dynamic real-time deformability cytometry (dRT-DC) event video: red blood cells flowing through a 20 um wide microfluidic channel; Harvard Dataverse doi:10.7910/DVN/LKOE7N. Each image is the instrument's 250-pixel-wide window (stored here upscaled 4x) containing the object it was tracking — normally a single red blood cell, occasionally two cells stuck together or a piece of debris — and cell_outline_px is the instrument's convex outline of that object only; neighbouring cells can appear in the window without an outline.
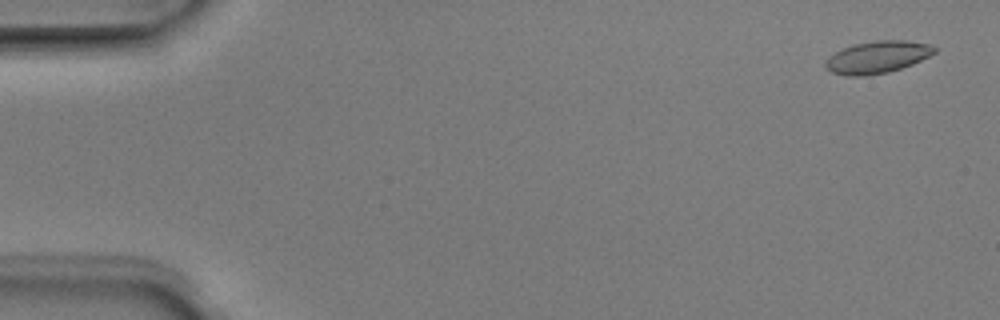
{"species": "Egyptian fruit bat (a non-hibernating species)", "species_latin": "Rousettus aegyptiacus", "temperature_condition": "room temperature", "stored_images_in_passage": 3, "camera_frame_rate_fps": 3000, "um_per_image_px": 0.085, "animal": {"sex": "male"}, "frame": {"image": 1, "passage_image": 1, "time_ms": 0.0, "image_size_px": [1000, 320], "cell_outline_px": [[936, 52], [912, 64], [888, 72], [864, 76], [848, 76], [832, 72], [824, 64], [828, 56], [844, 48], [856, 44], [876, 40], [908, 40], [928, 44], [936, 48]], "centroid_in_image_um": [74.57, 4.85], "position_along_channel_um": 10.4, "area_um2": 20.17}}